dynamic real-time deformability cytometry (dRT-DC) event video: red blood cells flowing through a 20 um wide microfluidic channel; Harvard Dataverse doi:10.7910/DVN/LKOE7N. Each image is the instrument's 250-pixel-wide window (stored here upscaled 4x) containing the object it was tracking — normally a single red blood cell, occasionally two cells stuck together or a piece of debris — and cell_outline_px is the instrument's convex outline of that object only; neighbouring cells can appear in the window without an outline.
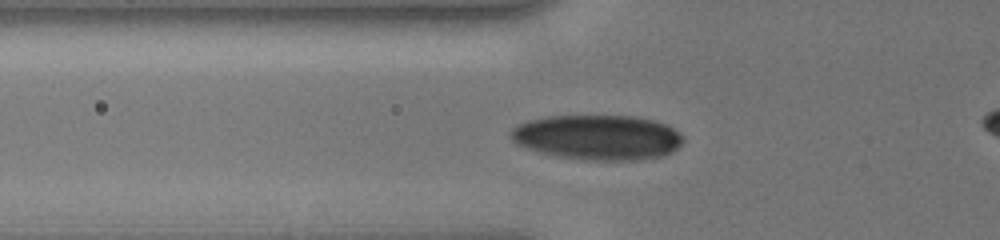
{"species": "human", "species_latin": "Homo sapiens", "temperature_condition": "cold", "stored_images_in_passage": 32, "camera_frame_rate_fps": 3000, "um_per_image_px": 0.085, "donor": {"sex": "male"}, "frame": {"image": 1, "passage_image": 2, "time_ms": 0.333, "image_size_px": [1000, 240], "cell_outline_px": [[684, 140], [672, 152], [664, 156], [640, 160], [584, 160], [560, 156], [528, 148], [520, 144], [512, 136], [512, 128], [516, 124], [528, 120], [544, 116], [636, 116], [656, 120], [680, 132], [684, 136]], "centroid_in_image_um": [50.87, 11.66], "position_along_channel_um": 74.9, "area_um2": 45.03}}
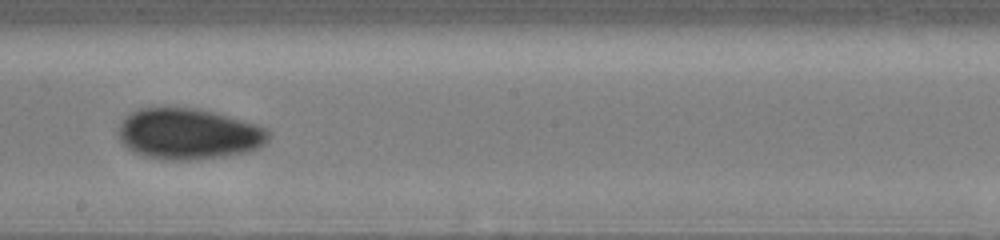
{"frame": {"image": 2, "passage_image": 14, "time_ms": 4.333, "image_size_px": [1000, 240], "cell_outline_px": [[272, 136], [260, 148], [252, 152], [196, 160], [164, 160], [144, 156], [132, 152], [120, 140], [120, 120], [128, 112], [140, 108], [200, 108], [216, 112], [256, 124], [268, 128], [272, 132]], "centroid_in_image_um": [16.08, 11.39], "position_along_channel_um": 232.1, "area_um2": 45.37}}
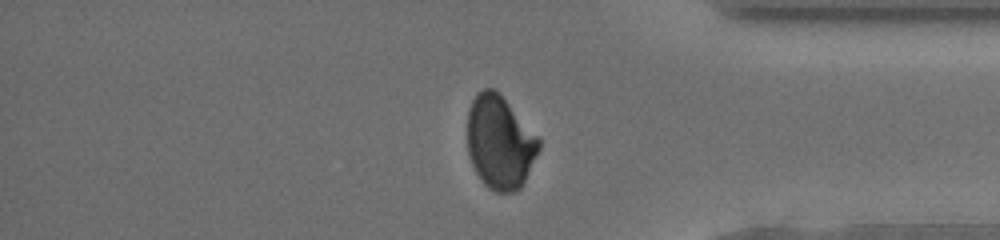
{"frame": {"image": 3, "passage_image": 27, "time_ms": 8.667, "image_size_px": [1000, 240], "cell_outline_px": [[540, 148], [520, 188], [516, 192], [496, 192], [488, 188], [484, 184], [476, 172], [468, 156], [468, 108], [476, 92], [484, 88], [492, 88], [500, 92], [540, 136]], "centroid_in_image_um": [42.5, 12.05], "position_along_channel_um": 392.7, "area_um2": 39.42}}